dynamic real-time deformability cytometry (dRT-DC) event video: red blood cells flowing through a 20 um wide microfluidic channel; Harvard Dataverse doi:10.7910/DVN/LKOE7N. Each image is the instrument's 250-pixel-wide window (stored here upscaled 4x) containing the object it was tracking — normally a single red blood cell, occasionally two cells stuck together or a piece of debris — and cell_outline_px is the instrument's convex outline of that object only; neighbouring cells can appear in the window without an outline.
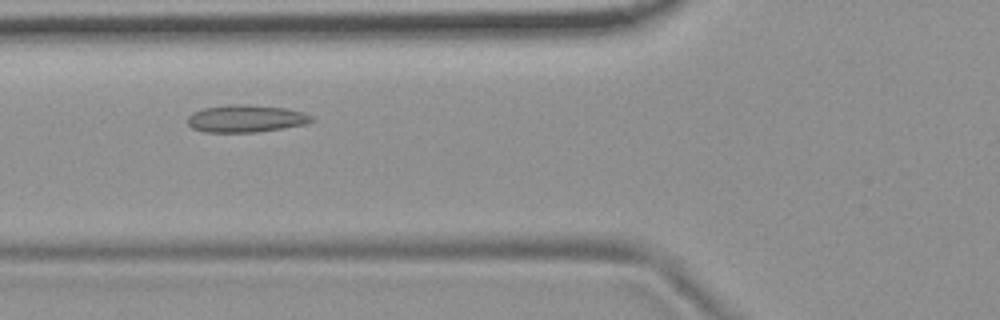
{"species": "common noctule bat (a hibernating species)", "species_latin": "Nyctalus noctula", "temperature_condition": "room temperature", "stored_images_in_passage": 48, "camera_frame_rate_fps": 3000, "um_per_image_px": 0.085, "animal": {"sex": "female", "body_mass_g": 19.9}, "frame": {"image": 1, "passage_image": 14, "time_ms": 4.333, "image_size_px": [1000, 320], "cell_outline_px": [[316, 120], [304, 124], [256, 132], [204, 132], [192, 128], [188, 124], [188, 116], [192, 112], [204, 108], [228, 104], [248, 104], [284, 108], [304, 112], [312, 116]], "centroid_in_image_um": [20.88, 10.07], "position_along_channel_um": 104.9, "area_um2": 19.77}, "authors_computed_cell_mechanics": {"area_um2": 18.9584, "velocity_mm_per_s": 3.6842, "shape_relaxation_time_tau1_ms": null, "shape_relaxation_time_tau2_ms": 3.513, "deformation_change_tau1": null, "deformation_change_tau2": 0.1026}}